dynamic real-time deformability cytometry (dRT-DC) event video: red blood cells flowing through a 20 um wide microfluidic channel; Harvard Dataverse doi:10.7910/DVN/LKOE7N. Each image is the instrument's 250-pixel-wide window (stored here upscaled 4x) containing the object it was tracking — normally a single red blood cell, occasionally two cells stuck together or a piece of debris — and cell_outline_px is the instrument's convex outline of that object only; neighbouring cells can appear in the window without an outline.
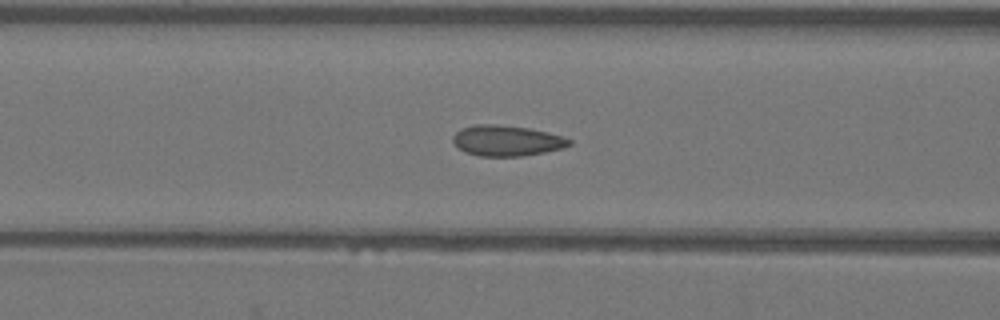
{"species": "Egyptian fruit bat (a non-hibernating species)", "species_latin": "Rousettus aegyptiacus", "temperature_condition": "warm", "stored_images_in_passage": 41, "camera_frame_rate_fps": 3000, "um_per_image_px": 0.085, "animal": {"sex": "female"}, "frame": {"image": 1, "passage_image": 21, "time_ms": 6.667, "image_size_px": [1000, 320], "cell_outline_px": [[572, 144], [564, 148], [544, 152], [520, 156], [480, 156], [464, 152], [452, 140], [452, 136], [460, 128], [476, 124], [496, 124], [528, 128], [548, 132], [572, 140]], "centroid_in_image_um": [43.06, 11.95], "position_along_channel_um": 123.5, "area_um2": 20.75}}
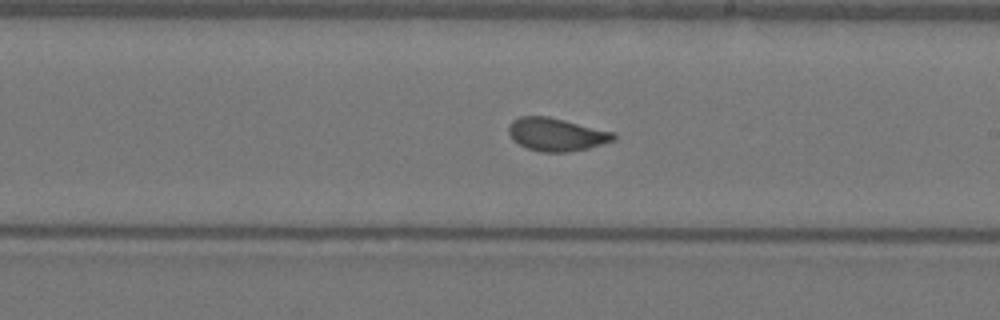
{"frame": {"image": 2, "passage_image": 30, "time_ms": 9.667, "image_size_px": [1000, 320], "cell_outline_px": [[616, 140], [588, 148], [568, 152], [540, 152], [528, 148], [520, 144], [508, 132], [508, 124], [512, 120], [520, 116], [548, 116], [616, 132]], "centroid_in_image_um": [47.33, 11.42], "position_along_channel_um": 241.7, "area_um2": 20.23}}
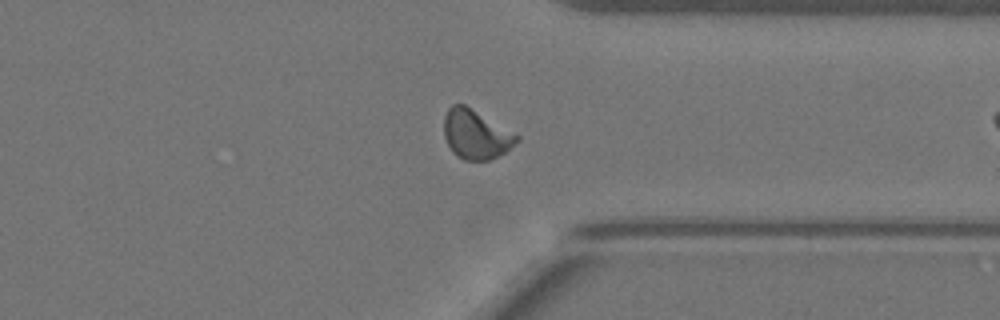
{"frame": {"image": 3, "passage_image": 40, "time_ms": 13.0, "image_size_px": [1000, 320], "cell_outline_px": [[520, 140], [504, 152], [488, 160], [464, 160], [456, 156], [452, 152], [444, 136], [444, 116], [448, 108], [452, 104], [464, 104], [520, 136]], "centroid_in_image_um": [40.42, 11.42], "position_along_channel_um": 371.0, "area_um2": 20.69}}